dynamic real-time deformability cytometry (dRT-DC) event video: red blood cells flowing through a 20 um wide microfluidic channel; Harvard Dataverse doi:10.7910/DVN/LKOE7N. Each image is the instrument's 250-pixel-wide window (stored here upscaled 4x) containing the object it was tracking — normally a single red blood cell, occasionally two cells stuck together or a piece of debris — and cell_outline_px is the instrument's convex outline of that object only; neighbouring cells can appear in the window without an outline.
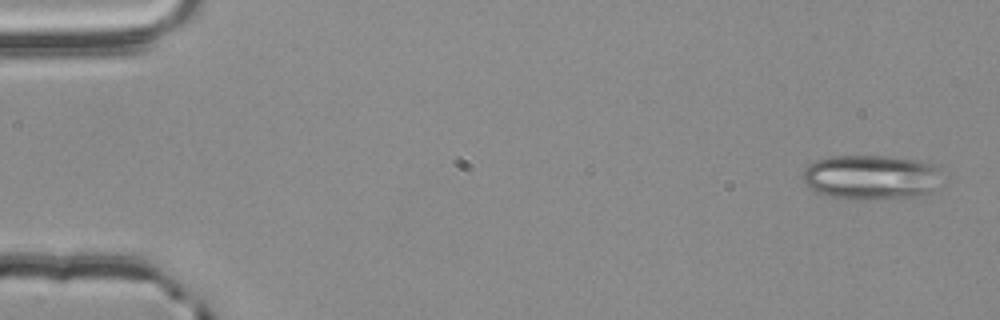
{"species": "common noctule bat (a hibernating species)", "species_latin": "Nyctalus noctula", "temperature_condition": "room temperature", "stored_images_in_passage": 55, "camera_frame_rate_fps": 3000, "um_per_image_px": 0.085, "animal": {"sex": "male", "body_mass_g": 20.4}, "frame": {"image": 1, "passage_image": 2, "time_ms": 0.333, "image_size_px": [1000, 320], "cell_outline_px": [[940, 172], [928, 192], [920, 196], [832, 196], [816, 192], [808, 188], [800, 176], [804, 168], [808, 164], [816, 160], [828, 156], [884, 156], [920, 160], [936, 164], [940, 168]], "centroid_in_image_um": [73.95, 14.98], "position_along_channel_um": 11.1, "area_um2": 34.97}}
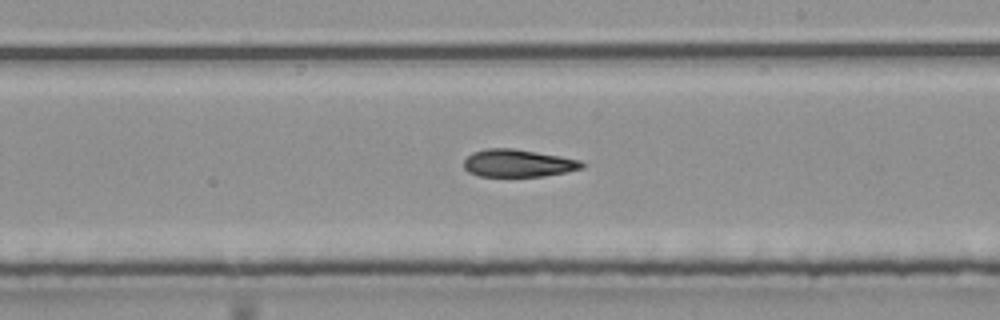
{"frame": {"image": 2, "passage_image": 32, "time_ms": 10.333, "image_size_px": [1000, 320], "cell_outline_px": [[584, 168], [544, 176], [480, 176], [468, 172], [464, 168], [464, 160], [472, 152], [488, 148], [512, 148], [560, 156], [580, 160], [584, 164]], "centroid_in_image_um": [44.01, 13.87], "position_along_channel_um": 245.0, "area_um2": 18.84}}
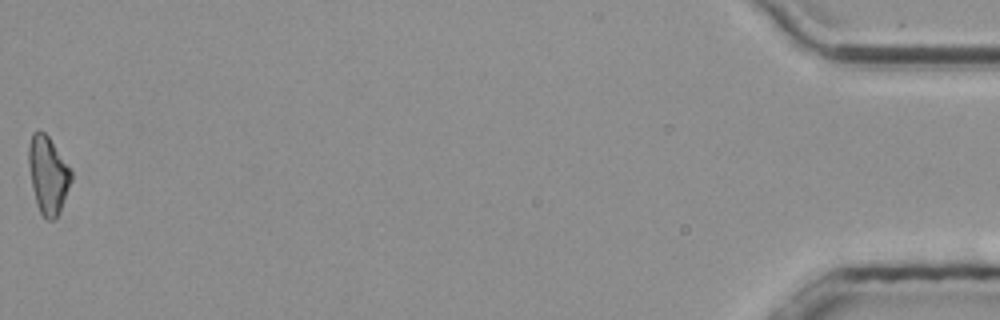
{"frame": {"image": 3, "passage_image": 55, "time_ms": 18.0, "image_size_px": [1000, 320], "cell_outline_px": [[72, 180], [60, 212], [56, 220], [48, 220], [40, 212], [36, 204], [32, 188], [28, 164], [28, 144], [32, 132], [44, 132], [48, 136], [72, 172]], "centroid_in_image_um": [4.07, 14.9], "position_along_channel_um": 431.1, "area_um2": 19.19}, "authors_computed_cell_mechanics": {"area_um2": 19.5942, "velocity_mm_per_s": 3.7867, "shape_relaxation_time_tau1_ms": null, "shape_relaxation_time_tau2_ms": 5.4747, "deformation_change_tau1": null, "deformation_change_tau2": 0.1511}}